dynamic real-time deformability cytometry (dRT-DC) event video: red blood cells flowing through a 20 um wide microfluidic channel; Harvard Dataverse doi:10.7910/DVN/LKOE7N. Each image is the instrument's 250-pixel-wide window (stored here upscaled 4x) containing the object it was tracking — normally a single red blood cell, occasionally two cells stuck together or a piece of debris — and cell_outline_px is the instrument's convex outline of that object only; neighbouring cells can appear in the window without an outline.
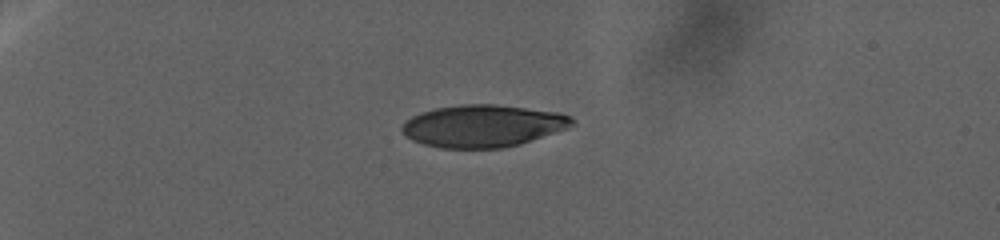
{"species": "human", "species_latin": "Homo sapiens", "temperature_condition": "warm", "stored_images_in_passage": 17, "camera_frame_rate_fps": 3000, "um_per_image_px": 0.085, "donor": {"sex": "female"}, "frame": {"image": 1, "passage_image": 1, "time_ms": 0.0, "image_size_px": [1000, 240], "cell_outline_px": [[576, 124], [568, 128], [520, 144], [500, 148], [440, 148], [424, 144], [412, 140], [404, 136], [400, 132], [400, 128], [404, 120], [420, 112], [436, 108], [460, 104], [496, 104], [560, 112], [572, 116], [576, 120]], "centroid_in_image_um": [41.04, 10.69], "position_along_channel_um": 44.0, "area_um2": 42.37}}